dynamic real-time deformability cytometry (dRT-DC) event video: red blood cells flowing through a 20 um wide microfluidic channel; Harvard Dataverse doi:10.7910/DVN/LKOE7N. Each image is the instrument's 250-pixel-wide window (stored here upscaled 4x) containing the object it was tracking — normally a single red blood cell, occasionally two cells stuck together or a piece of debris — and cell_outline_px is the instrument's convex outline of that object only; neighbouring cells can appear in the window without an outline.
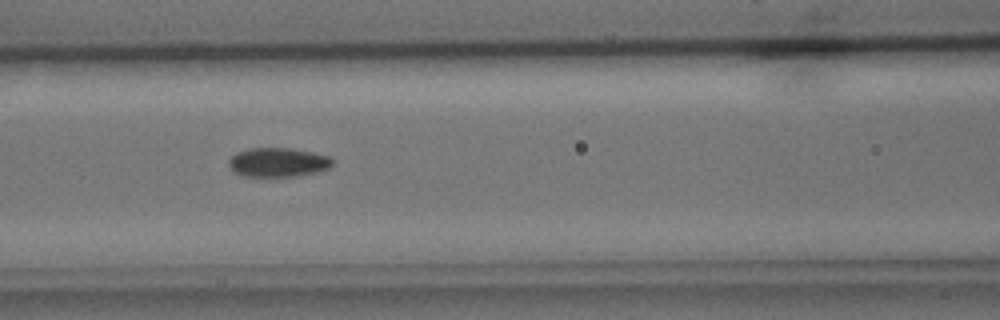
{"species": "common noctule bat (a hibernating species)", "species_latin": "Nyctalus noctula", "temperature_condition": "cold", "stored_images_in_passage": 5, "camera_frame_rate_fps": 3000, "um_per_image_px": 0.085, "animal": {"sex": "male", "body_mass_g": 15.6}, "frame": {"image": 1, "passage_image": 5, "time_ms": 5.667, "image_size_px": [1000, 320], "cell_outline_px": [[332, 164], [328, 168], [296, 176], [244, 176], [236, 172], [228, 164], [228, 160], [236, 152], [248, 148], [292, 148], [312, 152], [328, 156], [332, 160]], "centroid_in_image_um": [23.59, 13.78], "position_along_channel_um": 143.0, "area_um2": 17.34}}